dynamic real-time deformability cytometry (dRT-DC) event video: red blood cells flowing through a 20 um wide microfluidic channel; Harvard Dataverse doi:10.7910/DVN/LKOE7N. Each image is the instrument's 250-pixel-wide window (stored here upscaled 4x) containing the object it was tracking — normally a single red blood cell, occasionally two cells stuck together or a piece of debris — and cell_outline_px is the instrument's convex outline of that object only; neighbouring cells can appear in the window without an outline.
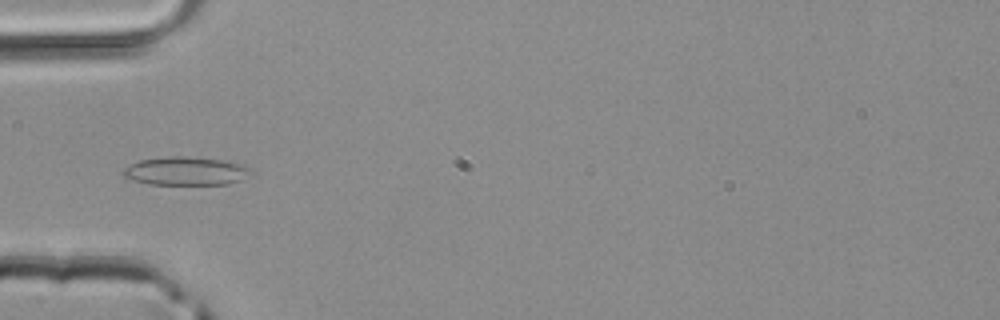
{"species": "common noctule bat (a hibernating species)", "species_latin": "Nyctalus noctula", "temperature_condition": "room temperature", "stored_images_in_passage": 47, "camera_frame_rate_fps": 3000, "um_per_image_px": 0.085, "animal": {"sex": "male", "body_mass_g": 20.4}, "frame": {"image": 1, "passage_image": 15, "time_ms": 4.667, "image_size_px": [1000, 320], "cell_outline_px": [[252, 172], [240, 180], [228, 184], [148, 184], [132, 180], [124, 176], [124, 168], [128, 164], [140, 160], [168, 156], [184, 156], [224, 160], [248, 168]], "centroid_in_image_um": [15.73, 14.54], "position_along_channel_um": 69.3, "area_um2": 20.87}}
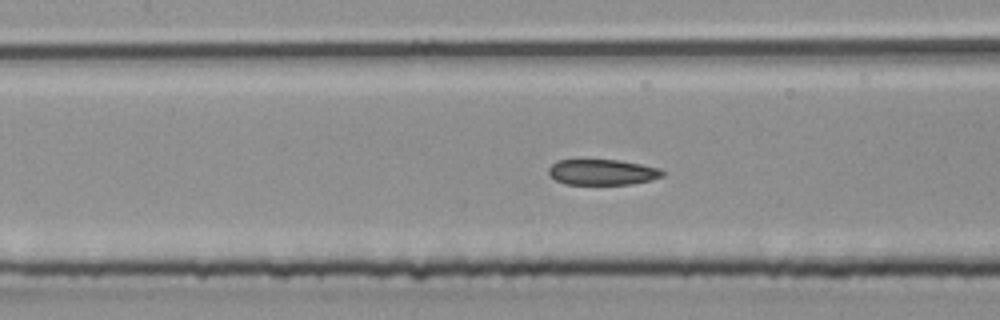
{"frame": {"image": 2, "passage_image": 21, "time_ms": 6.667, "image_size_px": [1000, 320], "cell_outline_px": [[664, 176], [652, 180], [632, 184], [564, 184], [556, 180], [548, 172], [548, 168], [556, 160], [616, 160], [640, 164], [660, 168], [664, 172]], "centroid_in_image_um": [51.21, 14.64], "position_along_channel_um": 156.2, "area_um2": 16.99}}
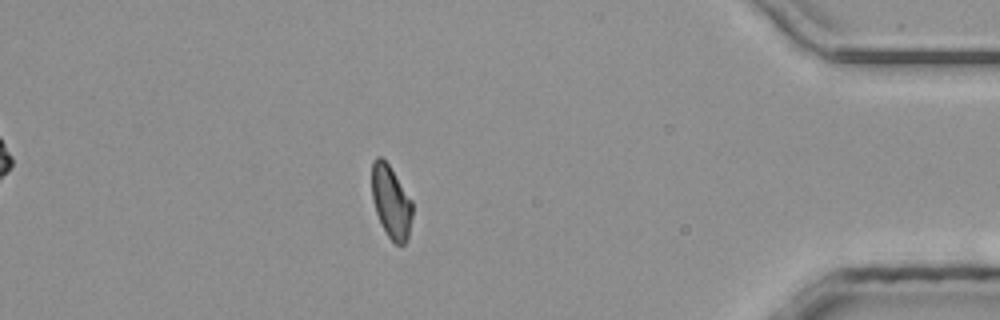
{"frame": {"image": 3, "passage_image": 41, "time_ms": 13.333, "image_size_px": [1000, 320], "cell_outline_px": [[412, 216], [408, 236], [404, 244], [396, 244], [388, 236], [376, 212], [372, 196], [372, 160], [376, 156], [380, 156], [388, 164], [412, 200]], "centroid_in_image_um": [33.24, 17.13], "position_along_channel_um": 402.0, "area_um2": 16.88}}